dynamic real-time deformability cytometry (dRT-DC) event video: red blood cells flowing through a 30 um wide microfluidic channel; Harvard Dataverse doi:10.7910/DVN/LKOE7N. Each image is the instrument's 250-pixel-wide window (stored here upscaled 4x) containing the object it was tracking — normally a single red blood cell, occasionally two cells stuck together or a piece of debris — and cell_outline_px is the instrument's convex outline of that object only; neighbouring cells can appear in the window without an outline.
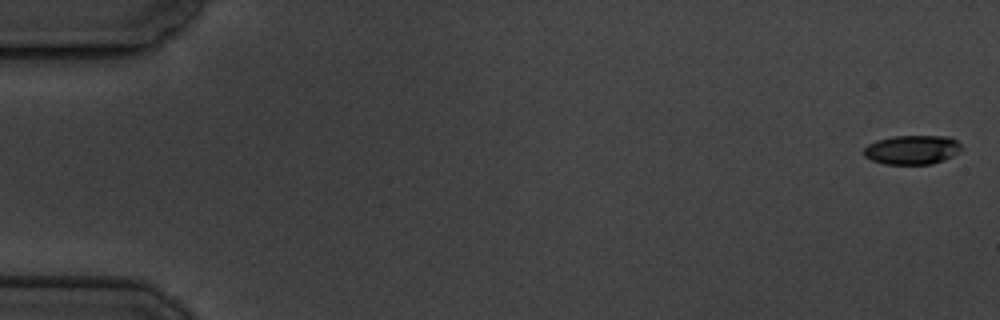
{"species": "common noctule bat (a hibernating species)", "species_latin": "Nyctalus noctula", "temperature_condition": "cold", "stored_images_in_passage": 6, "camera_frame_rate_fps": 3000, "um_per_image_px": 0.085, "animal": {"sex": "male", "body_mass_g": 19.5, "forearm_length_mm": 54.6}, "frame": {"image": 1, "passage_image": 1, "time_ms": 0.0, "image_size_px": [1000, 320], "cell_outline_px": [[964, 148], [960, 152], [944, 160], [932, 164], [884, 164], [872, 160], [864, 156], [864, 148], [868, 144], [876, 140], [892, 136], [948, 136], [956, 140]], "centroid_in_image_um": [77.55, 12.73], "position_along_channel_um": 7.4, "area_um2": 16.76}}
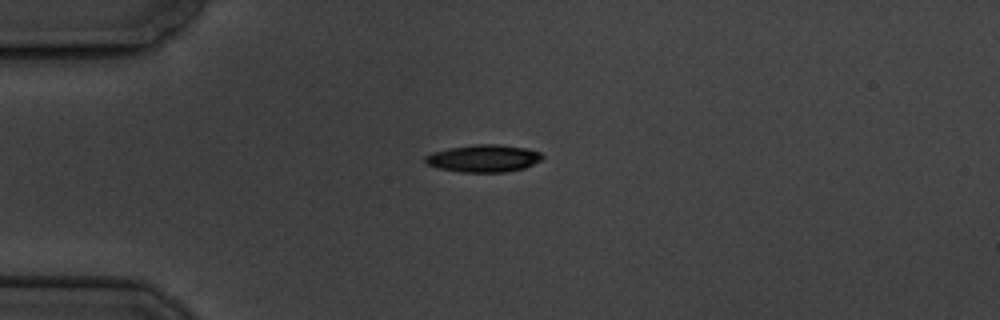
{"frame": {"image": 2, "passage_image": 5, "time_ms": 4.667, "image_size_px": [1000, 320], "cell_outline_px": [[544, 156], [540, 160], [524, 168], [504, 172], [464, 172], [440, 168], [428, 164], [424, 160], [424, 156], [432, 152], [448, 148], [476, 144], [500, 144], [528, 148], [540, 152]], "centroid_in_image_um": [41.11, 13.44], "position_along_channel_um": 43.9, "area_um2": 18.61}}